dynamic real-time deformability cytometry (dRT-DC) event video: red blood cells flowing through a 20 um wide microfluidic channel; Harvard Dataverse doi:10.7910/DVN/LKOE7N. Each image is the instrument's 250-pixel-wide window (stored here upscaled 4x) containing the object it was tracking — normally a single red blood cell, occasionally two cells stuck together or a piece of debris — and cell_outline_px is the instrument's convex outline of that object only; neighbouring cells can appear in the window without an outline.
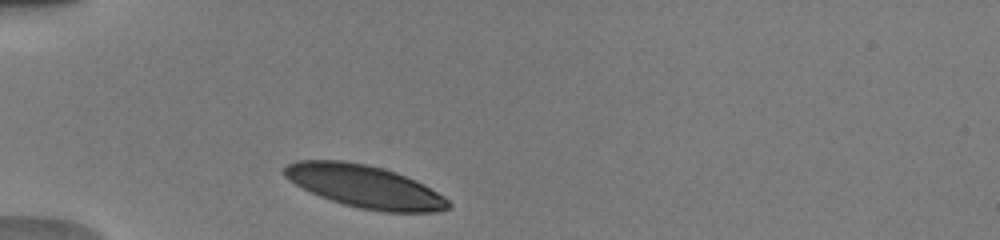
{"species": "human", "species_latin": "Homo sapiens", "temperature_condition": "warm", "stored_images_in_passage": 8, "camera_frame_rate_fps": 3000, "um_per_image_px": 0.085, "donor": {"sex": "male"}, "frame": {"image": 1, "passage_image": 1, "time_ms": 0.0, "image_size_px": [1000, 240], "cell_outline_px": [[452, 208], [436, 212], [384, 212], [360, 208], [344, 204], [320, 196], [296, 184], [284, 176], [284, 168], [288, 164], [296, 160], [344, 160], [384, 168], [396, 172], [416, 180], [424, 184], [444, 196], [452, 204]], "centroid_in_image_um": [31.05, 15.85], "position_along_channel_um": 53.9, "area_um2": 40.63}}
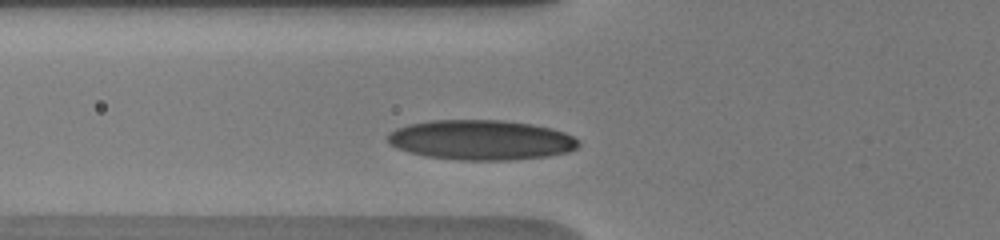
{"frame": {"image": 2, "passage_image": 4, "time_ms": 1.333, "image_size_px": [1000, 240], "cell_outline_px": [[580, 144], [576, 148], [568, 152], [548, 156], [512, 160], [460, 160], [428, 156], [396, 148], [388, 140], [388, 136], [396, 128], [408, 124], [432, 120], [504, 120], [532, 124], [552, 128], [564, 132], [580, 140]], "centroid_in_image_um": [40.95, 11.89], "position_along_channel_um": 84.9, "area_um2": 44.33}}